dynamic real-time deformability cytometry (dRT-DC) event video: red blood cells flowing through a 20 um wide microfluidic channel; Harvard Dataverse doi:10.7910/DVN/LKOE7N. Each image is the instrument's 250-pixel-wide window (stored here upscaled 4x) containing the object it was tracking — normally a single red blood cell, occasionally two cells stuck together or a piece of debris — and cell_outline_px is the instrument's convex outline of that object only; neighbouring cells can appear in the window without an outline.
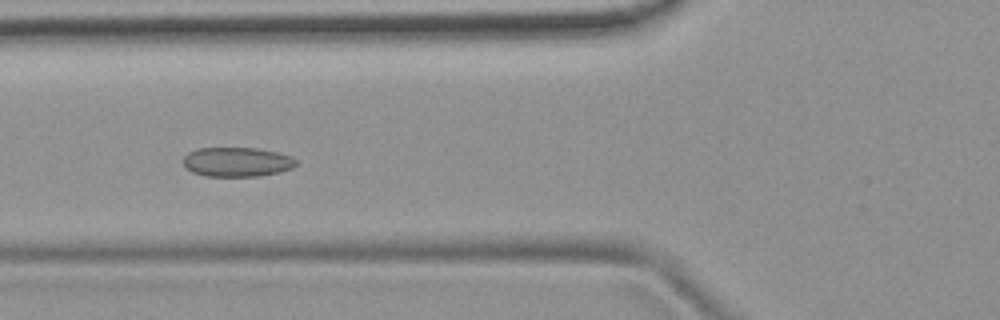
{"species": "common noctule bat (a hibernating species)", "species_latin": "Nyctalus noctula", "temperature_condition": "room temperature", "stored_images_in_passage": 48, "camera_frame_rate_fps": 3000, "um_per_image_px": 0.085, "animal": {"sex": "female", "body_mass_g": 19.9}, "frame": {"image": 1, "passage_image": 16, "time_ms": 5.0, "image_size_px": [1000, 320], "cell_outline_px": [[296, 164], [292, 168], [280, 172], [260, 176], [204, 176], [192, 172], [184, 168], [184, 156], [188, 152], [196, 148], [256, 148], [276, 152], [292, 156], [296, 160]], "centroid_in_image_um": [20.12, 13.77], "position_along_channel_um": 105.7, "area_um2": 19.48}}
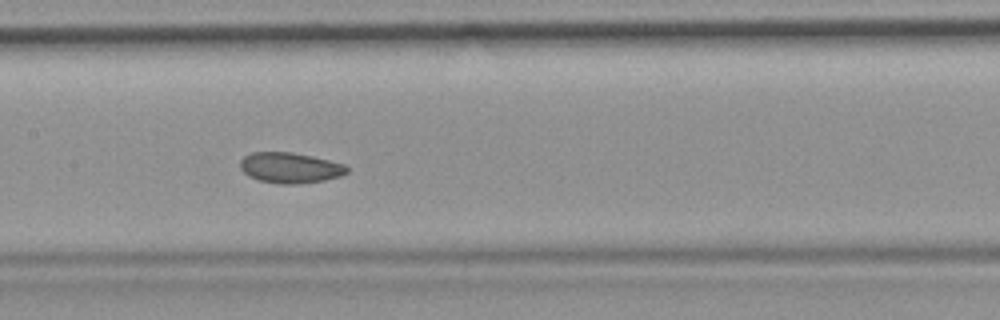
{"frame": {"image": 2, "passage_image": 22, "time_ms": 7.0, "image_size_px": [1000, 320], "cell_outline_px": [[348, 172], [340, 176], [324, 180], [296, 184], [280, 184], [260, 180], [248, 176], [240, 168], [240, 160], [244, 156], [252, 152], [292, 152], [312, 156], [344, 164], [348, 168]], "centroid_in_image_um": [24.64, 14.26], "position_along_channel_um": 182.8, "area_um2": 18.96}}
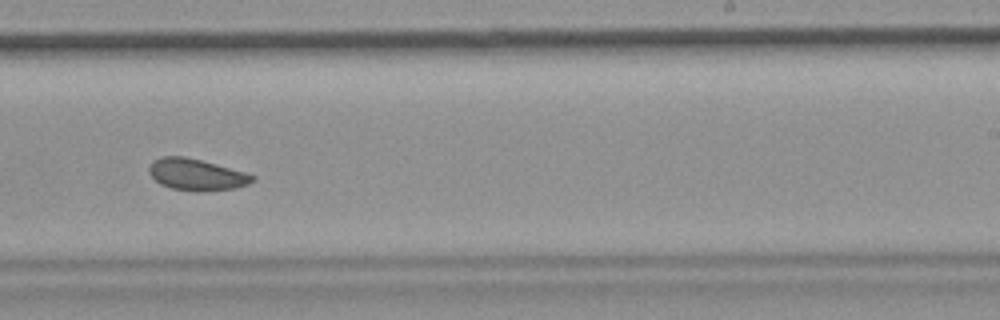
{"frame": {"image": 3, "passage_image": 29, "time_ms": 9.333, "image_size_px": [1000, 320], "cell_outline_px": [[256, 180], [248, 184], [236, 188], [196, 192], [172, 188], [160, 184], [148, 172], [148, 168], [152, 160], [160, 156], [184, 156], [216, 164], [244, 172], [256, 176]], "centroid_in_image_um": [16.69, 14.84], "position_along_channel_um": 272.3, "area_um2": 19.07}, "authors_computed_cell_mechanics": {"area_um2": 19.5364, "velocity_mm_per_s": 3.8632, "shape_relaxation_time_tau1_ms": null, "shape_relaxation_time_tau2_ms": 3.9685, "deformation_change_tau1": null, "deformation_change_tau2": 0.0863}}